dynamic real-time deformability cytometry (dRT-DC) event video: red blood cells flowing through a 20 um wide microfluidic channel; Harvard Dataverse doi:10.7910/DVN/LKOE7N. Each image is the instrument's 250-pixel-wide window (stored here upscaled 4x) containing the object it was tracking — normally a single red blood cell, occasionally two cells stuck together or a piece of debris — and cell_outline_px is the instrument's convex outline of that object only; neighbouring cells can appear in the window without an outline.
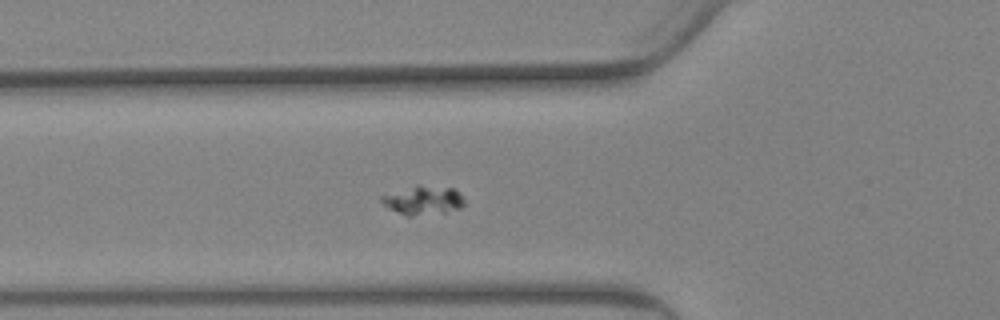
{"species": "Egyptian fruit bat (a non-hibernating species)", "species_latin": "Rousettus aegyptiacus", "temperature_condition": "warm", "stored_images_in_passage": 72, "camera_frame_rate_fps": 3000, "um_per_image_px": 0.085, "animal": {"sex": "female"}, "frame": {"image": 1, "passage_image": 28, "time_ms": 9.0, "image_size_px": [1000, 320], "cell_outline_px": [[468, 204], [460, 208], [444, 212], [412, 216], [404, 216], [388, 208], [380, 200], [380, 196], [416, 184], [420, 184], [452, 188], [460, 192], [464, 196]], "centroid_in_image_um": [36.01, 17.01], "position_along_channel_um": 89.8, "area_um2": 14.33}}
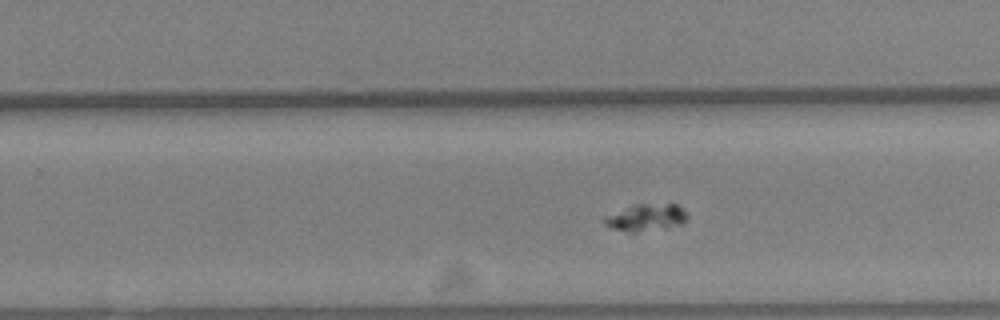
{"frame": {"image": 2, "passage_image": 47, "time_ms": 15.333, "image_size_px": [1000, 320], "cell_outline_px": [[688, 220], [680, 224], [664, 228], [636, 232], [628, 232], [612, 228], [604, 224], [604, 216], [632, 204], [676, 204], [688, 216]], "centroid_in_image_um": [54.88, 18.48], "position_along_channel_um": 274.9, "area_um2": 13.01}}
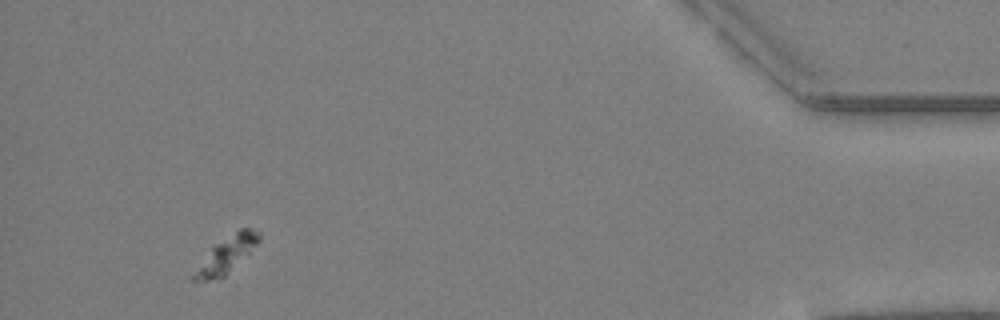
{"frame": {"image": 3, "passage_image": 68, "time_ms": 22.333, "image_size_px": [1000, 320], "cell_outline_px": [[260, 240], [224, 276], [208, 280], [188, 280], [212, 244], [240, 228], [252, 228], [260, 232]], "centroid_in_image_um": [19.2, 21.61], "position_along_channel_um": 416.0, "area_um2": 13.47}}